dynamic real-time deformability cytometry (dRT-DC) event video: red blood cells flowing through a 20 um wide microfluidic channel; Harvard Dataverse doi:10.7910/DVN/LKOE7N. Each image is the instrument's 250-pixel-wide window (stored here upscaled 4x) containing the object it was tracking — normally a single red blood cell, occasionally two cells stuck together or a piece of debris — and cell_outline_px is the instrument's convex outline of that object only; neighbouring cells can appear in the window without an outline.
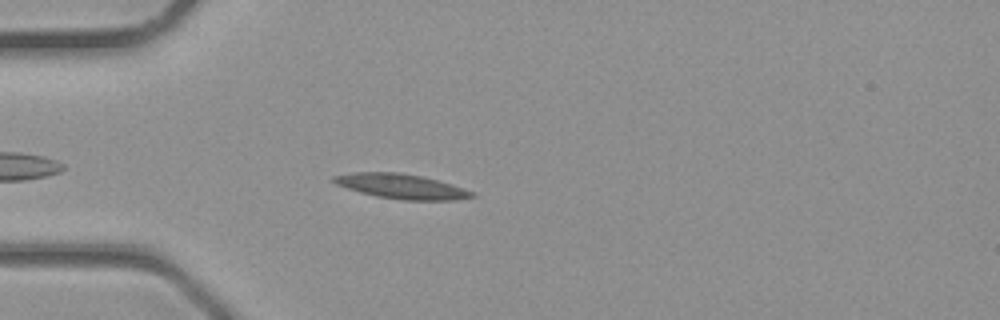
{"species": "common noctule bat (a hibernating species)", "species_latin": "Nyctalus noctula", "temperature_condition": "room temperature", "stored_images_in_passage": 4, "camera_frame_rate_fps": 3000, "um_per_image_px": 0.085, "animal": {"sex": "male", "body_mass_g": 23.1, "forearm_length_mm": 52.7}, "frame": {"image": 1, "passage_image": 4, "time_ms": 1.0, "image_size_px": [1000, 320], "cell_outline_px": [[476, 196], [456, 200], [404, 200], [376, 196], [360, 192], [336, 184], [332, 180], [332, 176], [352, 172], [400, 172], [424, 176], [452, 184], [476, 192]], "centroid_in_image_um": [34.16, 15.83], "position_along_channel_um": 50.8, "area_um2": 20.11}}